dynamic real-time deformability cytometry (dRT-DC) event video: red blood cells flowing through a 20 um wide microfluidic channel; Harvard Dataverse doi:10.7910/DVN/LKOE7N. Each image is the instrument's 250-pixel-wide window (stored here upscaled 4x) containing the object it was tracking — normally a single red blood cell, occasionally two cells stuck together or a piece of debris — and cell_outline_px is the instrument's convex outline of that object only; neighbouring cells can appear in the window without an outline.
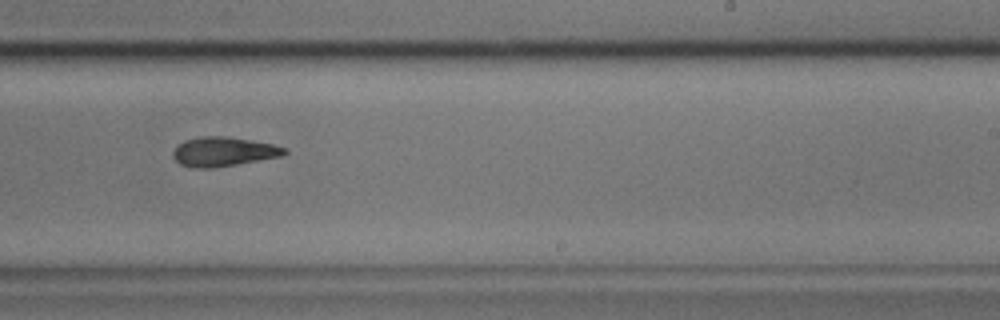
{"species": "common noctule bat (a hibernating species)", "species_latin": "Nyctalus noctula", "temperature_condition": "cold", "stored_images_in_passage": 8, "camera_frame_rate_fps": 3000, "um_per_image_px": 0.085, "animal": {"sex": "male", "body_mass_g": 17.9}, "frame": {"image": 1, "passage_image": 7, "time_ms": 2.0, "image_size_px": [1000, 320], "cell_outline_px": [[288, 152], [280, 156], [236, 164], [212, 168], [192, 168], [180, 164], [172, 156], [172, 152], [184, 140], [204, 136], [224, 136], [272, 144], [288, 148]], "centroid_in_image_um": [18.97, 12.89], "position_along_channel_um": 270.0, "area_um2": 18.79}}
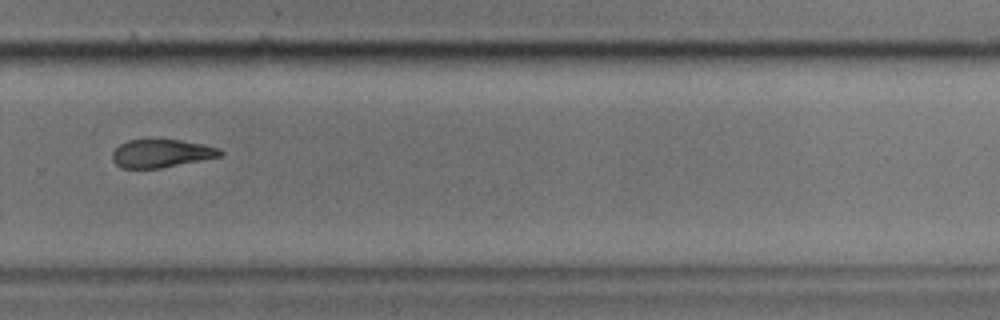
{"frame": {"image": 2, "passage_image": 8, "time_ms": 2.333, "image_size_px": [1000, 320], "cell_outline_px": [[224, 152], [220, 156], [160, 168], [120, 168], [112, 160], [112, 152], [120, 144], [128, 140], [180, 140], [204, 144], [220, 148]], "centroid_in_image_um": [13.7, 13.04], "position_along_channel_um": 316.1, "area_um2": 17.51}}